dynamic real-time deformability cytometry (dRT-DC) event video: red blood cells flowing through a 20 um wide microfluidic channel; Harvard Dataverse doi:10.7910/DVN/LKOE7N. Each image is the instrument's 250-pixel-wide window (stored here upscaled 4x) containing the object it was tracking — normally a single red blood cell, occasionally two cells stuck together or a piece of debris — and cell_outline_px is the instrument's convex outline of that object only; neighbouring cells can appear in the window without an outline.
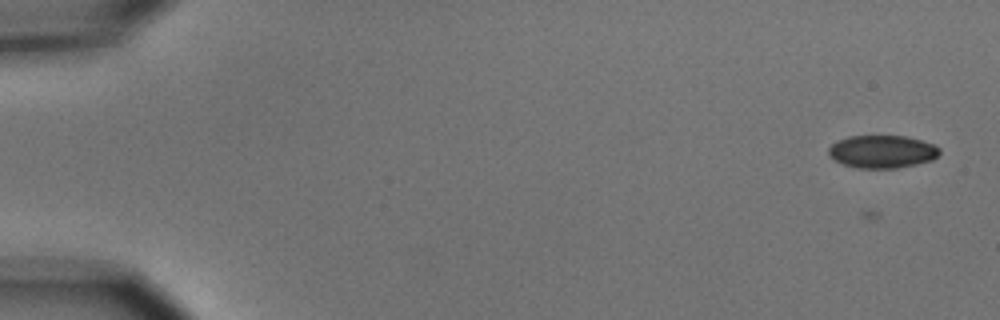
{"species": "common noctule bat (a hibernating species)", "species_latin": "Nyctalus noctula", "temperature_condition": "cold", "stored_images_in_passage": 5, "camera_frame_rate_fps": 3000, "um_per_image_px": 0.085, "animal": {"sex": "male", "body_mass_g": 15.6}, "frame": {"image": 1, "passage_image": 1, "time_ms": 0.0, "image_size_px": [1000, 320], "cell_outline_px": [[940, 152], [932, 160], [916, 164], [896, 168], [856, 168], [844, 164], [828, 156], [828, 148], [836, 140], [848, 136], [904, 136], [936, 144], [940, 148]], "centroid_in_image_um": [74.97, 12.88], "position_along_channel_um": 10.0, "area_um2": 21.27}}
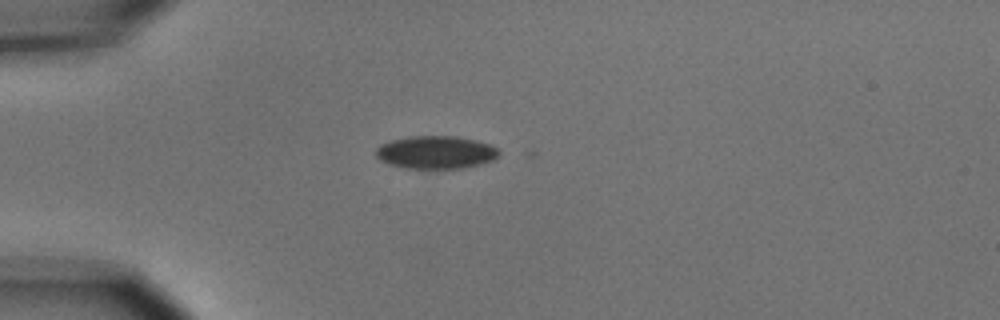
{"frame": {"image": 2, "passage_image": 4, "time_ms": 4.333, "image_size_px": [1000, 320], "cell_outline_px": [[500, 156], [492, 160], [480, 164], [464, 168], [404, 168], [388, 164], [380, 160], [376, 156], [376, 148], [380, 144], [392, 140], [408, 136], [456, 136], [476, 140], [488, 144], [496, 148], [500, 152]], "centroid_in_image_um": [37.03, 12.94], "position_along_channel_um": 48.0, "area_um2": 23.64}}
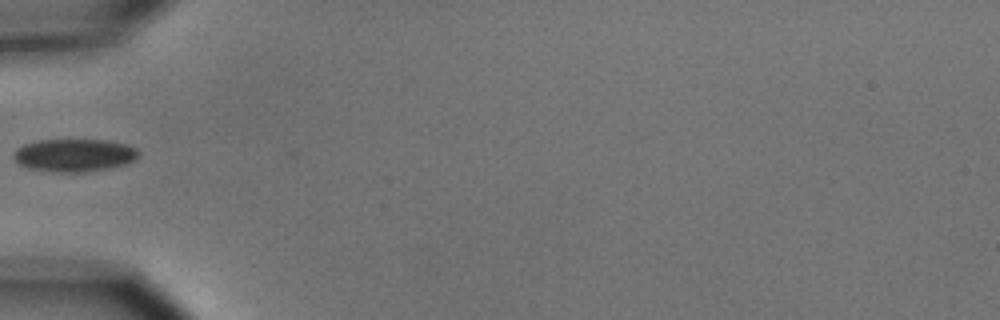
{"frame": {"image": 3, "passage_image": 5, "time_ms": 5.667, "image_size_px": [1000, 320], "cell_outline_px": [[140, 152], [136, 160], [124, 164], [108, 168], [84, 172], [56, 172], [28, 168], [20, 164], [12, 156], [12, 152], [16, 148], [24, 144], [36, 140], [108, 140], [128, 144], [136, 148]], "centroid_in_image_um": [6.31, 13.18], "position_along_channel_um": 78.7, "area_um2": 24.04}}